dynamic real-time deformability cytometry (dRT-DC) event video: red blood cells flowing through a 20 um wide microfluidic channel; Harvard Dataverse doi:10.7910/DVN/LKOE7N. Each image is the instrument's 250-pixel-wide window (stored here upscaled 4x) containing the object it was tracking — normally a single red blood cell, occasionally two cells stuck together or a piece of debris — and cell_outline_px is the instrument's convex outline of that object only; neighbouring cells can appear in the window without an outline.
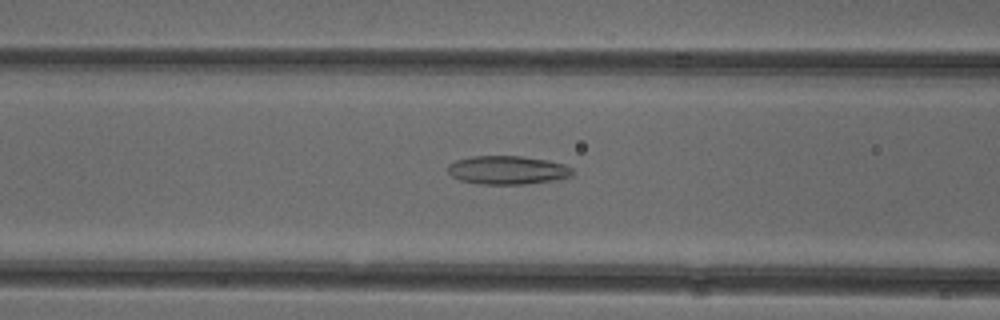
{"species": "common noctule bat (a hibernating species)", "species_latin": "Nyctalus noctula", "temperature_condition": "cold", "stored_images_in_passage": 32, "camera_frame_rate_fps": 3000, "um_per_image_px": 0.085, "animal": {"sex": "female"}, "frame": {"image": 1, "passage_image": 6, "time_ms": 1.667, "image_size_px": [1000, 320], "cell_outline_px": [[576, 172], [572, 176], [552, 180], [524, 184], [480, 184], [460, 180], [452, 176], [448, 172], [448, 164], [456, 160], [472, 156], [524, 156], [548, 160], [564, 164], [572, 168]], "centroid_in_image_um": [43.15, 14.45], "position_along_channel_um": 123.4, "area_um2": 20.81}}
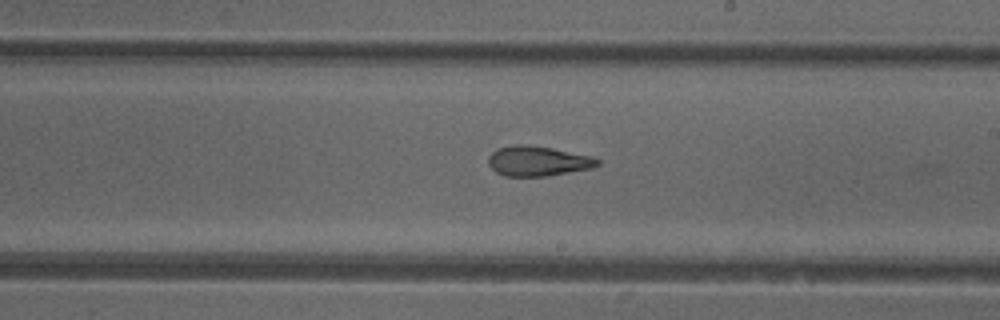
{"frame": {"image": 2, "passage_image": 15, "time_ms": 4.667, "image_size_px": [1000, 320], "cell_outline_px": [[600, 164], [592, 168], [548, 176], [504, 176], [496, 172], [488, 164], [488, 156], [496, 148], [516, 144], [524, 144], [552, 148], [592, 156], [600, 160]], "centroid_in_image_um": [45.7, 13.69], "position_along_channel_um": 243.3, "area_um2": 19.19}}
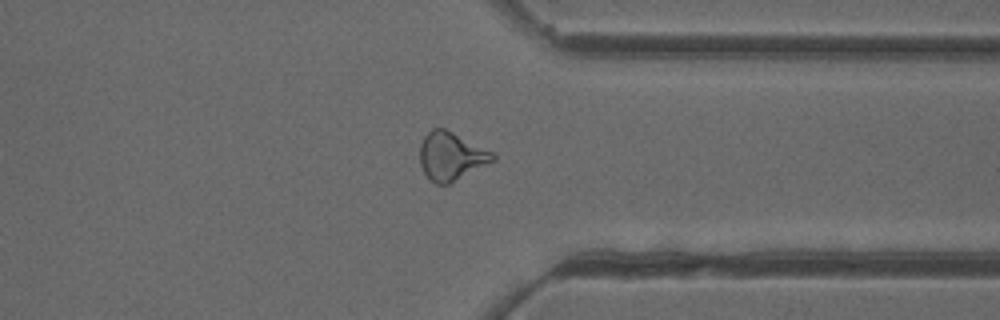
{"frame": {"image": 3, "passage_image": 25, "time_ms": 8.0, "image_size_px": [1000, 320], "cell_outline_px": [[496, 160], [448, 184], [436, 184], [424, 172], [420, 164], [420, 144], [424, 136], [432, 128], [444, 128], [492, 152], [496, 156]], "centroid_in_image_um": [38.33, 13.27], "position_along_channel_um": 373.1, "area_um2": 20.11}, "authors_computed_cell_mechanics": {"area_um2": 19.1896, "velocity_mm_per_s": 3.9776, "shape_relaxation_time_tau1_ms": null, "shape_relaxation_time_tau2_ms": 5.5867, "deformation_change_tau1": null, "deformation_change_tau2": 0.1027}}